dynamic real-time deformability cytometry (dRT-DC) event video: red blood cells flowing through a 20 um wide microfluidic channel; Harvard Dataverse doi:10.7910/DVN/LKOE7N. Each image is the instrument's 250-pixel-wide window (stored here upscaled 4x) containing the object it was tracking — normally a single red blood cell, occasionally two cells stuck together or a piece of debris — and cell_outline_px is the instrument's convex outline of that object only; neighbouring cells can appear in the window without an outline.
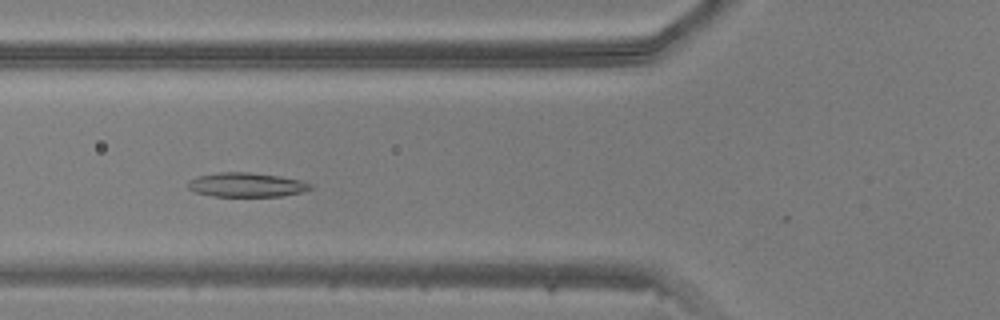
{"species": "common noctule bat (a hibernating species)", "species_latin": "Nyctalus noctula", "temperature_condition": "warm", "stored_images_in_passage": 45, "camera_frame_rate_fps": 3000, "um_per_image_px": 0.085, "animal": {"sex": "male", "body_mass_g": 20.5, "forearm_length_mm": 52.5}, "frame": {"image": 1, "passage_image": 15, "time_ms": 4.667, "image_size_px": [1000, 320], "cell_outline_px": [[312, 188], [300, 192], [280, 196], [212, 196], [196, 192], [188, 188], [188, 180], [196, 176], [220, 172], [248, 172], [280, 176], [300, 180], [312, 184]], "centroid_in_image_um": [20.92, 15.7], "position_along_channel_um": 104.9, "area_um2": 17.22}}
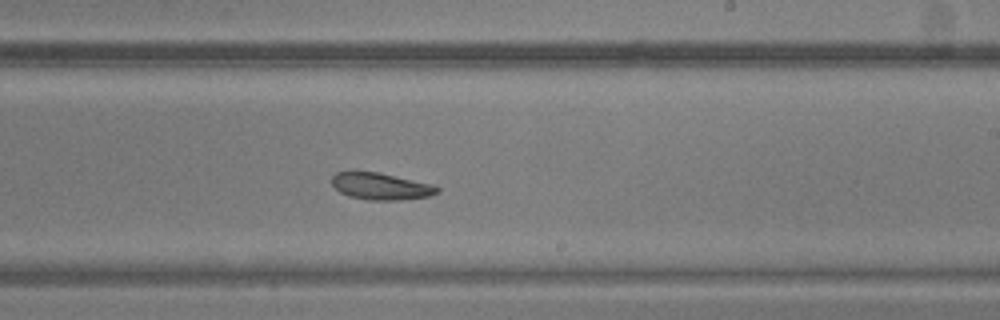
{"frame": {"image": 2, "passage_image": 26, "time_ms": 8.333, "image_size_px": [1000, 320], "cell_outline_px": [[440, 192], [428, 196], [400, 200], [368, 200], [348, 196], [340, 192], [332, 184], [332, 176], [336, 172], [376, 172], [432, 184], [440, 188]], "centroid_in_image_um": [32.37, 15.85], "position_along_channel_um": 256.6, "area_um2": 16.3}}
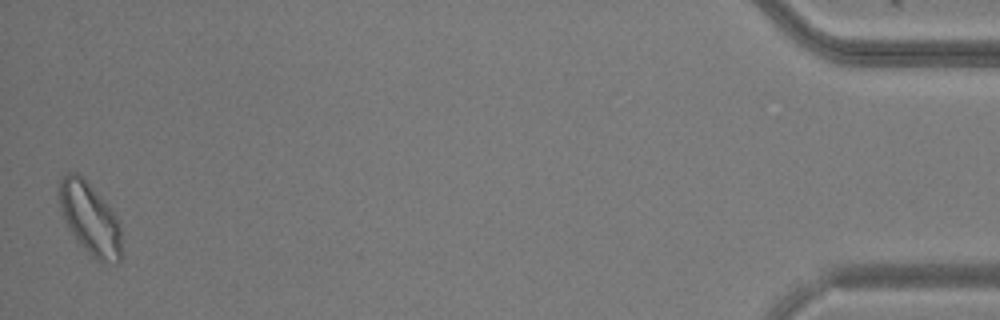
{"frame": {"image": 3, "passage_image": 45, "time_ms": 14.667, "image_size_px": [1000, 320], "cell_outline_px": [[120, 264], [116, 264], [96, 260], [76, 240], [68, 228], [60, 208], [60, 176], [68, 172], [76, 172], [88, 184], [116, 216], [120, 228]], "centroid_in_image_um": [7.63, 18.62], "position_along_channel_um": 427.6, "area_um2": 25.43}}